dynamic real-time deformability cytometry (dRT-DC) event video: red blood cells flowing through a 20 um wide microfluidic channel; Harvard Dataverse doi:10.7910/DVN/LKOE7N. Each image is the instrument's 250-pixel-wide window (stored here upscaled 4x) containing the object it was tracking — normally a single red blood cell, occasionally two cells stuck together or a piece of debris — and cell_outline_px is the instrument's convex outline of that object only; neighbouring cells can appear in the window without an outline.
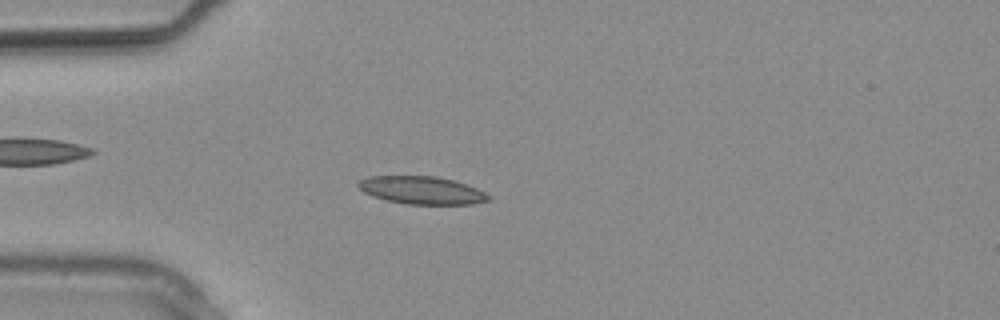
{"species": "common noctule bat (a hibernating species)", "species_latin": "Nyctalus noctula", "temperature_condition": "warm", "stored_images_in_passage": 8, "camera_frame_rate_fps": 3000, "um_per_image_px": 0.085, "animal": {"sex": "male", "body_mass_g": 20.4}, "frame": {"image": 1, "passage_image": 4, "time_ms": 1.0, "image_size_px": [1000, 320], "cell_outline_px": [[492, 200], [472, 204], [408, 204], [384, 200], [372, 196], [364, 192], [356, 184], [360, 180], [368, 176], [436, 176], [452, 180], [476, 188], [492, 196]], "centroid_in_image_um": [35.85, 16.17], "position_along_channel_um": 49.2, "area_um2": 21.1}}
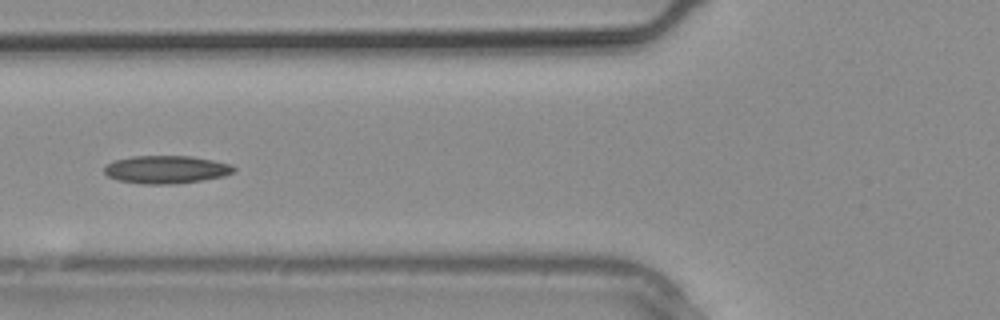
{"frame": {"image": 2, "passage_image": 7, "time_ms": 2.0, "image_size_px": [1000, 320], "cell_outline_px": [[236, 172], [224, 176], [200, 180], [168, 184], [144, 184], [116, 180], [108, 176], [104, 172], [104, 168], [112, 160], [132, 156], [192, 156], [232, 164], [236, 168]], "centroid_in_image_um": [14.13, 14.4], "position_along_channel_um": 111.7, "area_um2": 21.1}}